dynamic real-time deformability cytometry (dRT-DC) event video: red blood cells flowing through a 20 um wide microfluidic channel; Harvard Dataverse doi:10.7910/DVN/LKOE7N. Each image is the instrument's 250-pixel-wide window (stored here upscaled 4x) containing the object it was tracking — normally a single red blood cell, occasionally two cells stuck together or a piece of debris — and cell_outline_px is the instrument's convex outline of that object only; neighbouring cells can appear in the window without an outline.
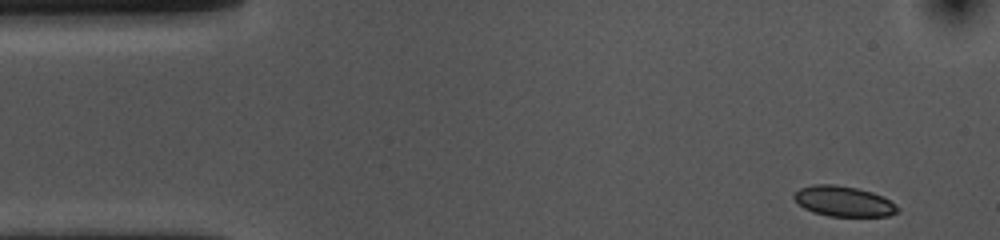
{"species": "common noctule bat (a hibernating species)", "species_latin": "Nyctalus noctula", "temperature_condition": "cold", "stored_images_in_passage": 53, "camera_frame_rate_fps": 3000, "um_per_image_px": 0.085, "animal": {"sex": "female", "body_mass_g": 10.0, "forearm_length_mm": 53.1}, "frame": {"image": 1, "passage_image": 1, "time_ms": 0.0, "image_size_px": [1000, 240], "cell_outline_px": [[900, 212], [888, 216], [828, 216], [812, 212], [804, 208], [792, 196], [800, 188], [816, 184], [836, 184], [856, 188], [872, 192], [884, 196], [896, 204], [900, 208]], "centroid_in_image_um": [71.76, 17.11], "position_along_channel_um": 13.2, "area_um2": 18.44}}
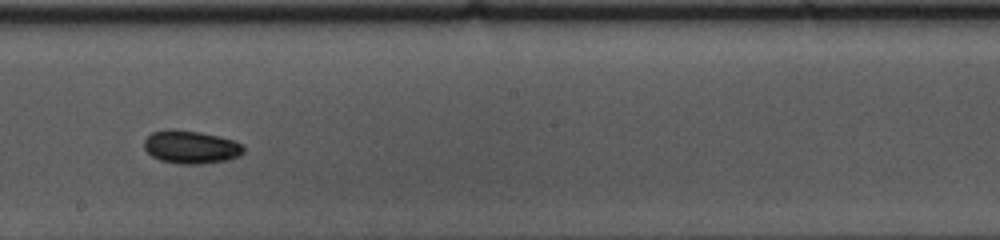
{"frame": {"image": 2, "passage_image": 27, "time_ms": 8.667, "image_size_px": [1000, 240], "cell_outline_px": [[244, 152], [240, 156], [228, 160], [196, 164], [180, 164], [160, 160], [152, 156], [144, 148], [144, 140], [152, 132], [168, 128], [172, 128], [200, 132], [220, 136], [236, 140], [244, 144]], "centroid_in_image_um": [16.26, 12.48], "position_along_channel_um": 231.9, "area_um2": 19.48}}
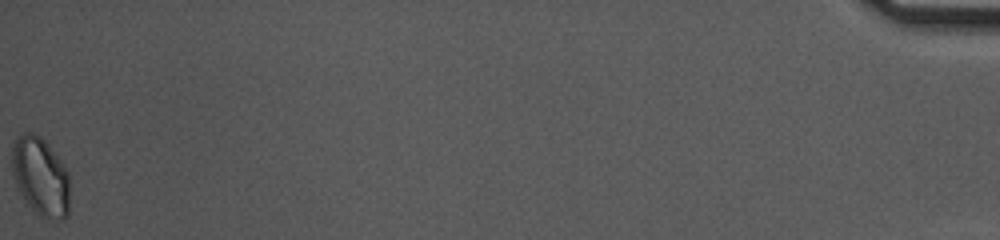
{"frame": {"image": 3, "passage_image": 53, "time_ms": 17.333, "image_size_px": [1000, 240], "cell_outline_px": [[68, 216], [64, 220], [48, 220], [40, 216], [28, 204], [20, 192], [12, 172], [12, 148], [20, 132], [32, 132], [40, 136], [48, 144], [60, 160], [68, 172]], "centroid_in_image_um": [3.45, 15.01], "position_along_channel_um": 431.8, "area_um2": 26.36}, "authors_computed_cell_mechanics": {"area_um2": 18.9006, "velocity_mm_per_s": 3.5364, "shape_relaxation_time_tau1_ms": 2.4548, "shape_relaxation_time_tau2_ms": null, "deformation_change_tau1": 0.0537, "deformation_change_tau2": null}}